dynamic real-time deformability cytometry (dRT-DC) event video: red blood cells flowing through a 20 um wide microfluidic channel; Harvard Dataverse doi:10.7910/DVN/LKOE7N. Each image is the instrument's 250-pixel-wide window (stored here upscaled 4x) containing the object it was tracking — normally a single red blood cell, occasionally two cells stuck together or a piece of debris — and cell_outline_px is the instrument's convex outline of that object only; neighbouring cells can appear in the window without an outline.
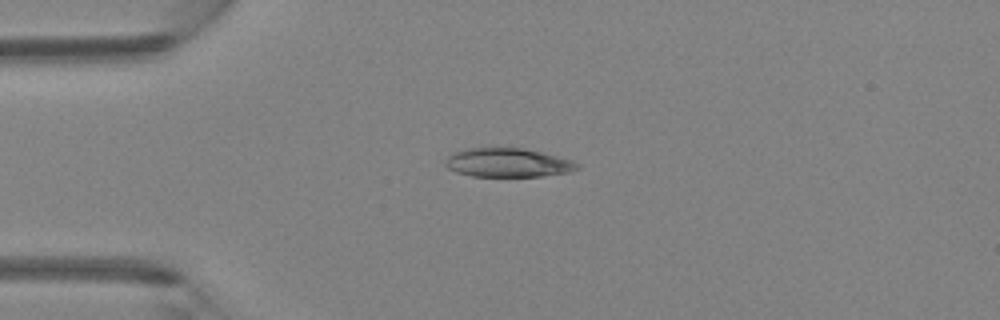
{"species": "Egyptian fruit bat (a non-hibernating species)", "species_latin": "Rousettus aegyptiacus", "temperature_condition": "room temperature", "stored_images_in_passage": 35, "camera_frame_rate_fps": 3000, "um_per_image_px": 0.085, "animal": {"sex": "female"}, "frame": {"image": 1, "passage_image": 1, "time_ms": 0.0, "image_size_px": [1000, 320], "cell_outline_px": [[580, 168], [568, 172], [544, 176], [472, 176], [456, 172], [448, 168], [444, 164], [444, 160], [452, 152], [464, 148], [520, 148], [540, 152], [572, 160], [580, 164]], "centroid_in_image_um": [43.13, 13.83], "position_along_channel_um": 41.9, "area_um2": 22.2}}
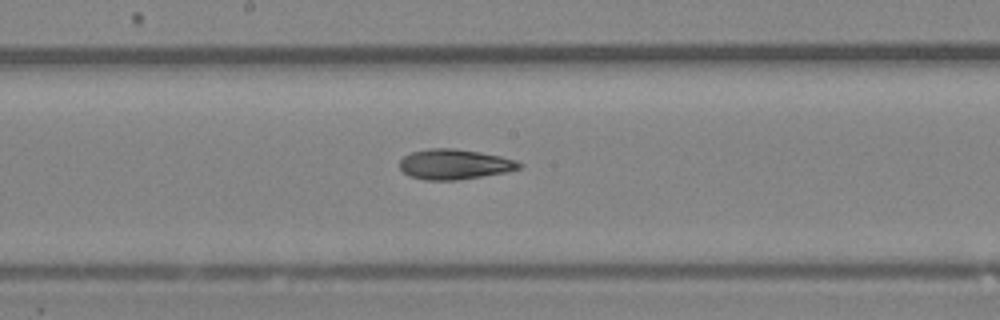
{"frame": {"image": 2, "passage_image": 14, "time_ms": 4.333, "image_size_px": [1000, 320], "cell_outline_px": [[524, 164], [520, 168], [508, 172], [456, 180], [424, 180], [408, 176], [400, 168], [400, 160], [404, 156], [412, 152], [428, 148], [452, 148], [480, 152], [500, 156], [516, 160]], "centroid_in_image_um": [38.64, 13.96], "position_along_channel_um": 209.6, "area_um2": 21.1}}
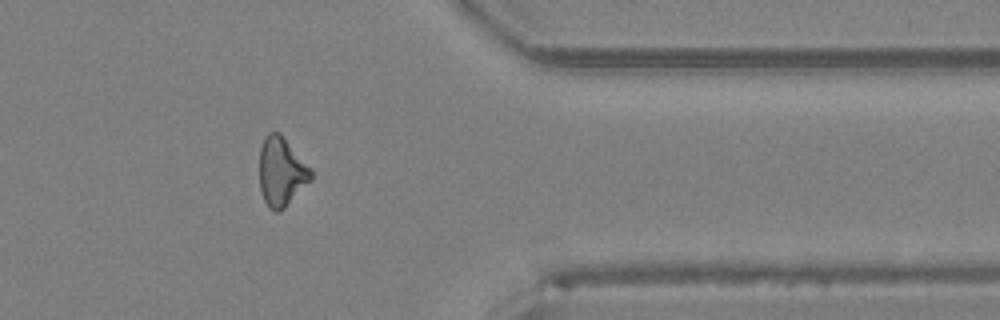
{"frame": {"image": 3, "passage_image": 27, "time_ms": 8.667, "image_size_px": [1000, 320], "cell_outline_px": [[312, 180], [284, 208], [276, 212], [268, 208], [264, 200], [260, 188], [260, 148], [264, 136], [268, 132], [280, 132], [312, 172]], "centroid_in_image_um": [23.89, 14.6], "position_along_channel_um": 387.5, "area_um2": 20.46}}